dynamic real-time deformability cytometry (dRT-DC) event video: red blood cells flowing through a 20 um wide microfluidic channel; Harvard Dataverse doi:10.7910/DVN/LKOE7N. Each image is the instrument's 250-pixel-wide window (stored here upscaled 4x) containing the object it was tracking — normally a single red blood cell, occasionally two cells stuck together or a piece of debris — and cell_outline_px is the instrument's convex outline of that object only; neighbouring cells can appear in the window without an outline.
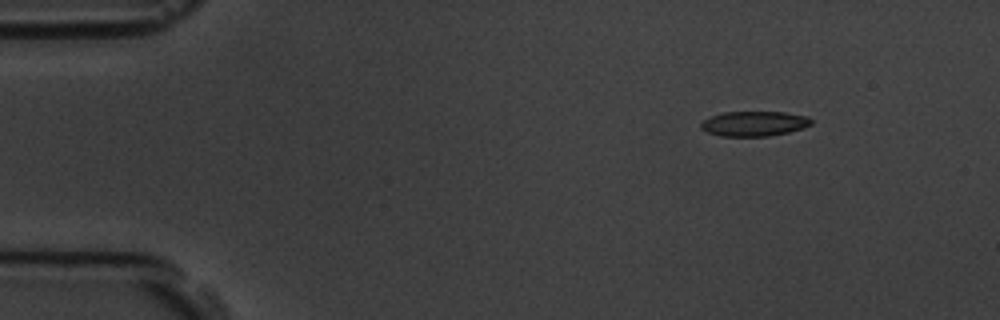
{"species": "common noctule bat (a hibernating species)", "species_latin": "Nyctalus noctula", "temperature_condition": "room temperature", "stored_images_in_passage": 3, "camera_frame_rate_fps": 3000, "um_per_image_px": 0.085, "animal": {"sex": "male", "body_mass_g": 19.5, "forearm_length_mm": 54.6}, "frame": {"image": 1, "passage_image": 1, "time_ms": 0.0, "image_size_px": [1000, 320], "cell_outline_px": [[812, 124], [804, 128], [788, 132], [768, 136], [720, 136], [708, 132], [700, 128], [700, 124], [704, 120], [712, 116], [724, 112], [784, 112], [808, 116], [812, 120]], "centroid_in_image_um": [64.13, 10.51], "position_along_channel_um": 20.9, "area_um2": 16.01}}
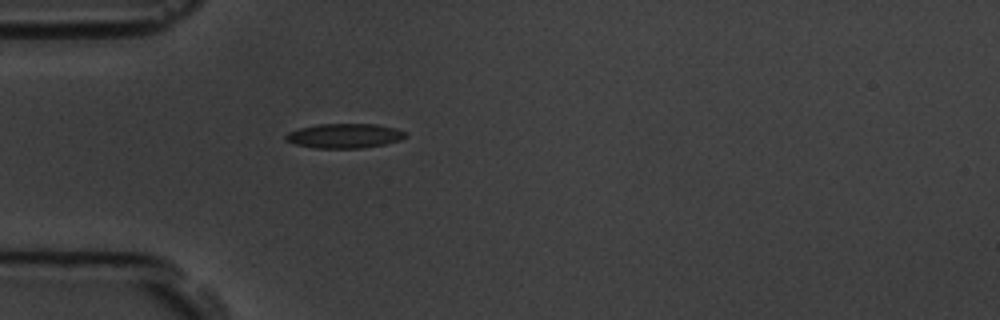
{"frame": {"image": 2, "passage_image": 3, "time_ms": 3.0, "image_size_px": [1000, 320], "cell_outline_px": [[408, 136], [400, 140], [384, 144], [364, 148], [312, 148], [296, 144], [284, 140], [284, 136], [288, 132], [300, 128], [320, 124], [376, 124], [396, 128], [408, 132]], "centroid_in_image_um": [29.31, 11.55], "position_along_channel_um": 55.7, "area_um2": 17.28}}